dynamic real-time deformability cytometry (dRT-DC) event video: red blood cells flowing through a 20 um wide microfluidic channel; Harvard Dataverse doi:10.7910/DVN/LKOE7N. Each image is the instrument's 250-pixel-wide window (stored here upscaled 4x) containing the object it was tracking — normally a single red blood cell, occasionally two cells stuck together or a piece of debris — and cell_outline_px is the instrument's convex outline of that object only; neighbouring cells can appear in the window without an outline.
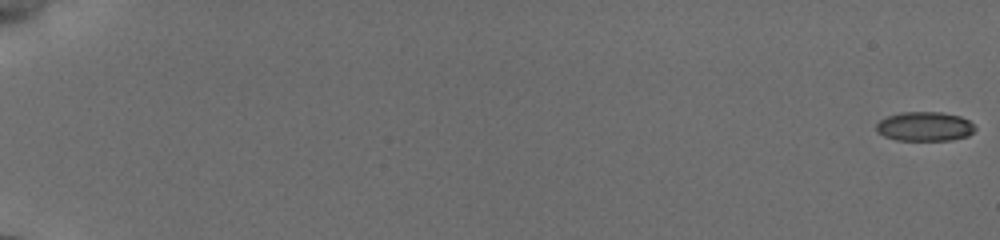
{"species": "common noctule bat (a hibernating species)", "species_latin": "Nyctalus noctula", "temperature_condition": "cold", "stored_images_in_passage": 31, "camera_frame_rate_fps": 3000, "um_per_image_px": 0.085, "animal": {"sex": "female", "body_mass_g": 19.5, "forearm_length_mm": 54.1}, "frame": {"image": 1, "passage_image": 1, "time_ms": 0.0, "image_size_px": [1000, 240], "cell_outline_px": [[976, 128], [968, 136], [952, 140], [896, 140], [884, 136], [876, 132], [876, 124], [880, 120], [888, 116], [900, 112], [940, 112], [960, 116], [968, 120]], "centroid_in_image_um": [78.58, 10.75], "position_along_channel_um": 6.4, "area_um2": 16.88}}
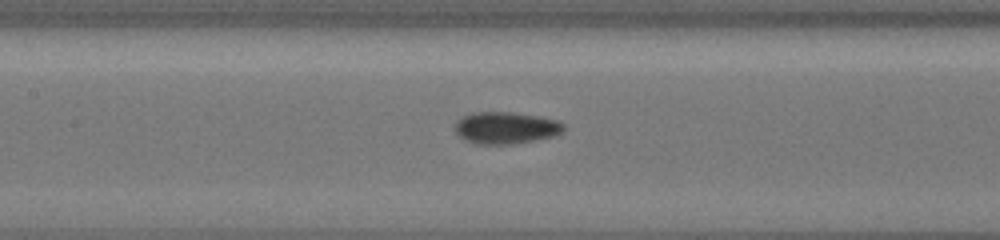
{"frame": {"image": 2, "passage_image": 18, "time_ms": 9.667, "image_size_px": [1000, 240], "cell_outline_px": [[564, 128], [560, 132], [552, 136], [516, 144], [476, 144], [460, 136], [456, 132], [456, 120], [472, 112], [508, 112], [536, 116], [556, 120], [564, 124]], "centroid_in_image_um": [42.97, 10.86], "position_along_channel_um": 164.4, "area_um2": 19.88}}
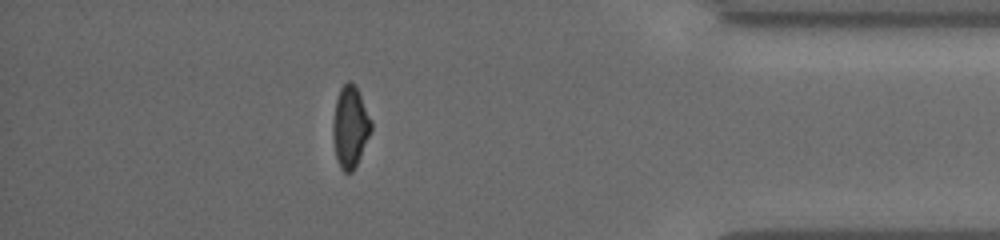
{"frame": {"image": 3, "passage_image": 30, "time_ms": 16.667, "image_size_px": [1000, 240], "cell_outline_px": [[372, 128], [356, 164], [352, 172], [344, 172], [340, 168], [336, 156], [332, 132], [332, 124], [336, 100], [340, 88], [348, 80], [356, 84], [372, 120]], "centroid_in_image_um": [29.76, 10.73], "position_along_channel_um": 405.4, "area_um2": 18.09}}